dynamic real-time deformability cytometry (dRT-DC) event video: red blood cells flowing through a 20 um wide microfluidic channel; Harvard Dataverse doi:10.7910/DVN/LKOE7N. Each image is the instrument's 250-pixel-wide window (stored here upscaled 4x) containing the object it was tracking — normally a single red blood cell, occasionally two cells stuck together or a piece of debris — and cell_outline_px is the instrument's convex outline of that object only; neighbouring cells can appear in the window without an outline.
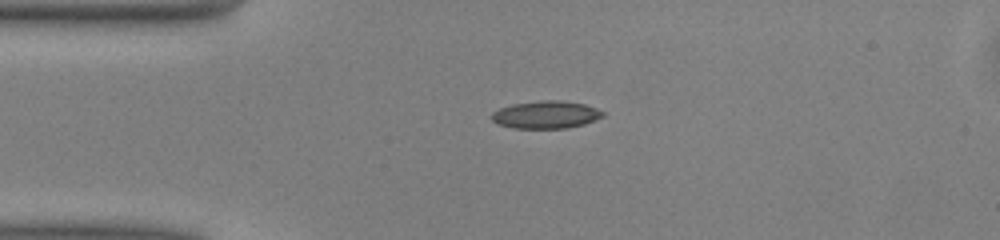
{"species": "common noctule bat (a hibernating species)", "species_latin": "Nyctalus noctula", "temperature_condition": "warm", "stored_images_in_passage": 44, "camera_frame_rate_fps": 3000, "um_per_image_px": 0.085, "animal": {"sex": "male", "body_mass_g": 13.0, "forearm_length_mm": 53.1}, "frame": {"image": 1, "passage_image": 5, "time_ms": 1.333, "image_size_px": [1000, 240], "cell_outline_px": [[604, 116], [584, 124], [568, 128], [512, 128], [496, 124], [492, 120], [492, 112], [500, 108], [512, 104], [544, 100], [560, 100], [584, 104], [596, 108], [604, 112]], "centroid_in_image_um": [46.39, 9.75], "position_along_channel_um": 38.6, "area_um2": 17.86}}
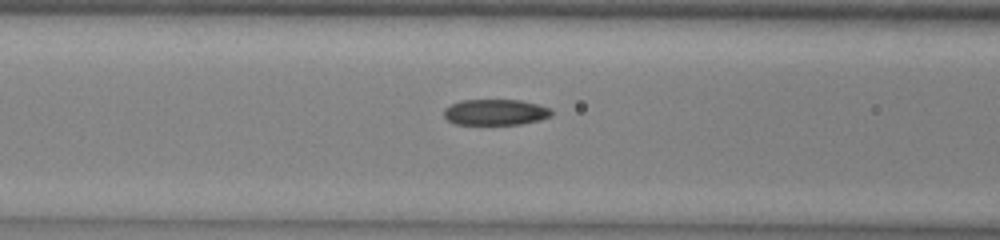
{"frame": {"image": 2, "passage_image": 13, "time_ms": 4.0, "image_size_px": [1000, 240], "cell_outline_px": [[552, 116], [540, 120], [520, 124], [456, 124], [448, 120], [444, 116], [444, 108], [460, 100], [520, 100], [536, 104], [548, 108], [552, 112]], "centroid_in_image_um": [42.1, 9.54], "position_along_channel_um": 124.5, "area_um2": 16.13}}
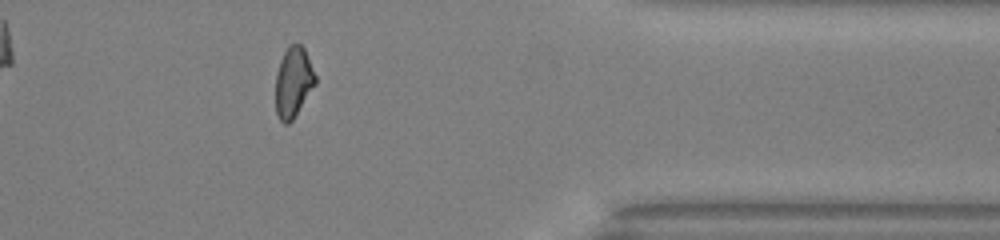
{"frame": {"image": 3, "passage_image": 34, "time_ms": 11.0, "image_size_px": [1000, 240], "cell_outline_px": [[316, 84], [292, 120], [288, 124], [284, 124], [280, 120], [276, 112], [276, 72], [280, 60], [288, 44], [300, 44], [304, 48], [316, 76]], "centroid_in_image_um": [24.93, 6.97], "position_along_channel_um": 386.5, "area_um2": 16.24}, "authors_computed_cell_mechanics": {"area_um2": 16.9643, "velocity_mm_per_s": 4.0857, "shape_relaxation_time_tau1_ms": 8.3096, "shape_relaxation_time_tau2_ms": 2.7785, "deformation_change_tau1": 0.1765, "deformation_change_tau2": 0.0938}}